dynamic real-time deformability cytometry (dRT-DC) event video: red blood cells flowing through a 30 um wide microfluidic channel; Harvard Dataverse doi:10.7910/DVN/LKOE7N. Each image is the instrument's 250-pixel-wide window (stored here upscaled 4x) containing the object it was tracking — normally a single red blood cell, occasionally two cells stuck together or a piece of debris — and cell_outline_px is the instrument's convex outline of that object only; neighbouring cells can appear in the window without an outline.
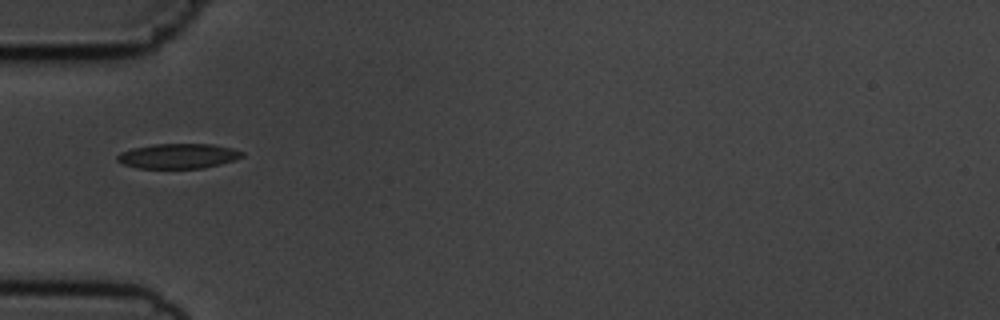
{"species": "common noctule bat (a hibernating species)", "species_latin": "Nyctalus noctula", "temperature_condition": "cold", "stored_images_in_passage": 7, "camera_frame_rate_fps": 3000, "um_per_image_px": 0.085, "animal": {"sex": "male", "body_mass_g": 19.5, "forearm_length_mm": 54.6}, "frame": {"image": 1, "passage_image": 1, "time_ms": 0.0, "image_size_px": [1000, 320], "cell_outline_px": [[244, 156], [236, 160], [204, 168], [136, 168], [124, 164], [116, 160], [116, 156], [120, 152], [132, 148], [156, 144], [212, 144], [232, 148], [244, 152]], "centroid_in_image_um": [15.16, 13.26], "position_along_channel_um": 69.8, "area_um2": 18.21}}
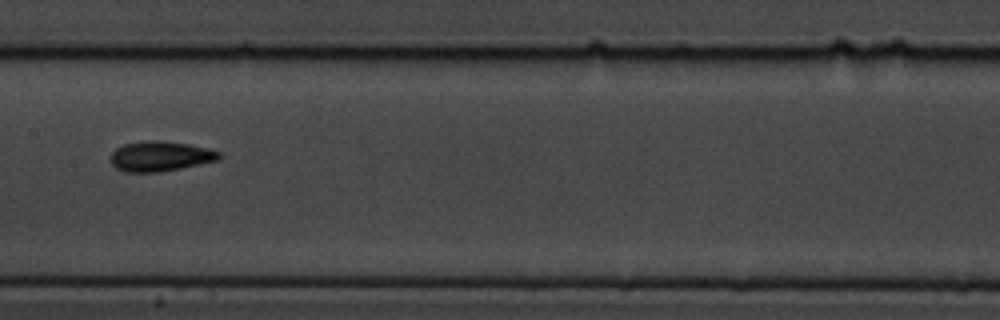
{"frame": {"image": 2, "passage_image": 4, "time_ms": 3.333, "image_size_px": [1000, 320], "cell_outline_px": [[220, 156], [216, 160], [200, 164], [160, 172], [124, 172], [116, 168], [108, 160], [108, 156], [116, 148], [124, 144], [188, 144], [208, 148], [220, 152]], "centroid_in_image_um": [13.57, 13.35], "position_along_channel_um": 193.8, "area_um2": 17.98}}
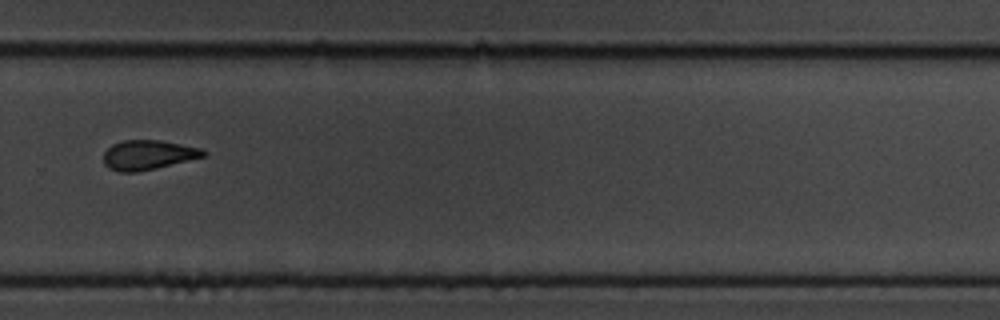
{"frame": {"image": 3, "passage_image": 7, "time_ms": 6.667, "image_size_px": [1000, 320], "cell_outline_px": [[208, 152], [204, 156], [156, 168], [136, 172], [120, 172], [108, 168], [104, 164], [104, 152], [112, 144], [124, 140], [160, 140], [200, 148]], "centroid_in_image_um": [12.55, 13.17], "position_along_channel_um": 317.2, "area_um2": 17.05}}